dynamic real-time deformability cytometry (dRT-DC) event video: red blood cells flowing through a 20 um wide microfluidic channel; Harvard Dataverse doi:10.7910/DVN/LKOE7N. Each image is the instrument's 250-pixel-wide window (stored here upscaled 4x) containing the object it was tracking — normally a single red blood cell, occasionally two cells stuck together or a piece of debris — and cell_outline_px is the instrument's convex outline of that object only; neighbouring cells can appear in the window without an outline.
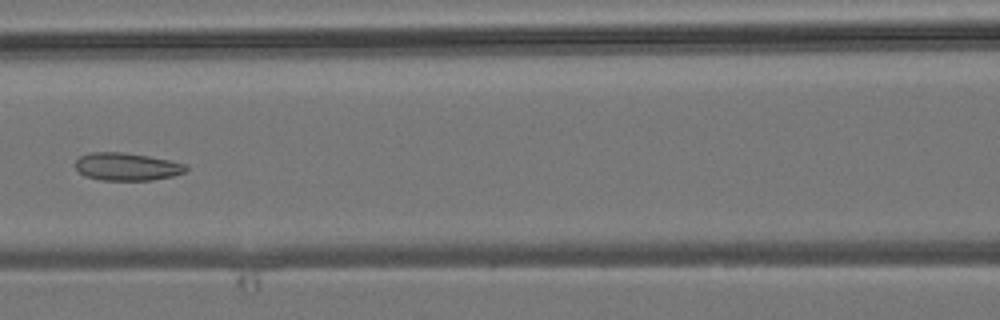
{"species": "common noctule bat (a hibernating species)", "species_latin": "Nyctalus noctula", "temperature_condition": "room temperature", "stored_images_in_passage": 7, "camera_frame_rate_fps": 3000, "um_per_image_px": 0.085, "animal": {"sex": "male", "body_mass_g": 19.2, "forearm_length_mm": 51.8}, "frame": {"image": 1, "passage_image": 6, "time_ms": 6.0, "image_size_px": [1000, 320], "cell_outline_px": [[188, 168], [184, 172], [172, 176], [152, 180], [100, 180], [84, 176], [76, 168], [76, 160], [80, 156], [88, 152], [124, 152], [148, 156], [188, 164]], "centroid_in_image_um": [10.77, 14.16], "position_along_channel_um": 155.8, "area_um2": 17.92}}
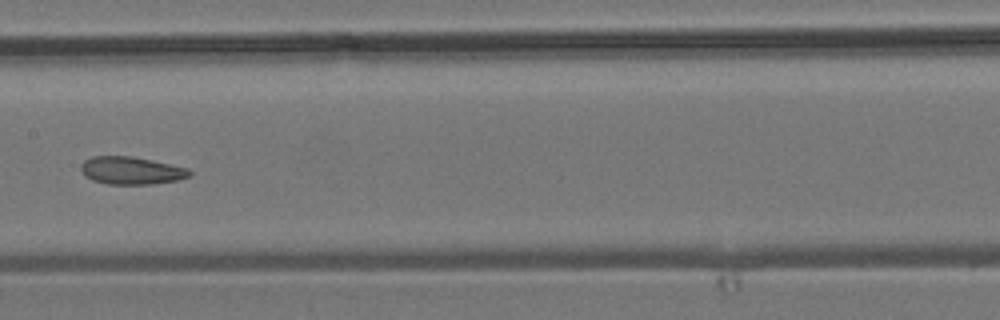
{"frame": {"image": 2, "passage_image": 7, "time_ms": 7.0, "image_size_px": [1000, 320], "cell_outline_px": [[192, 176], [180, 180], [152, 184], [108, 184], [92, 180], [84, 176], [80, 168], [80, 164], [84, 160], [92, 156], [132, 156], [152, 160], [188, 168], [192, 172]], "centroid_in_image_um": [11.17, 14.5], "position_along_channel_um": 196.2, "area_um2": 17.74}}